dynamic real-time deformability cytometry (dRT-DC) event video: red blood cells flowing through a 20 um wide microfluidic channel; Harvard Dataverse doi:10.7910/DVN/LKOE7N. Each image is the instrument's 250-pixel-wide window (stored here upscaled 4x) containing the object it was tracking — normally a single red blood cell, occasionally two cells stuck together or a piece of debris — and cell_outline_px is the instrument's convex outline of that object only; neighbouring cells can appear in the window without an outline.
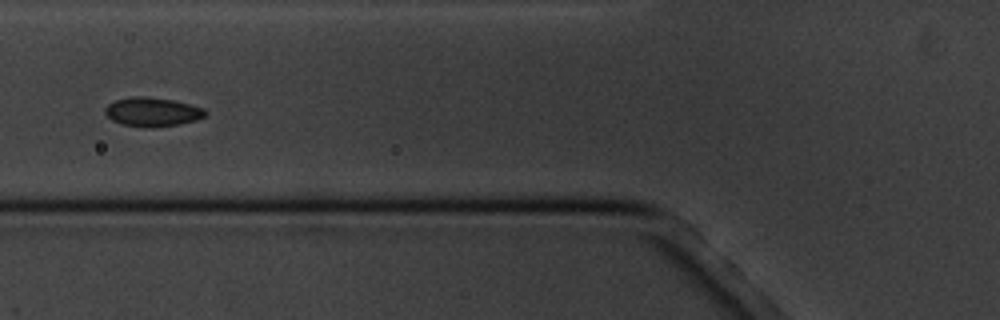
{"species": "common noctule bat (a hibernating species)", "species_latin": "Nyctalus noctula", "temperature_condition": "cold", "stored_images_in_passage": 11, "camera_frame_rate_fps": 3000, "um_per_image_px": 0.085, "animal": {"sex": "male", "body_mass_g": 20.1, "forearm_length_mm": 53.5}, "frame": {"image": 1, "passage_image": 7, "time_ms": 7.0, "image_size_px": [1000, 320], "cell_outline_px": [[208, 112], [204, 116], [196, 120], [180, 124], [152, 128], [120, 124], [112, 120], [104, 112], [104, 108], [108, 104], [116, 100], [132, 96], [140, 96], [172, 100], [192, 104], [204, 108]], "centroid_in_image_um": [12.96, 9.52], "position_along_channel_um": 112.8, "area_um2": 16.99}}
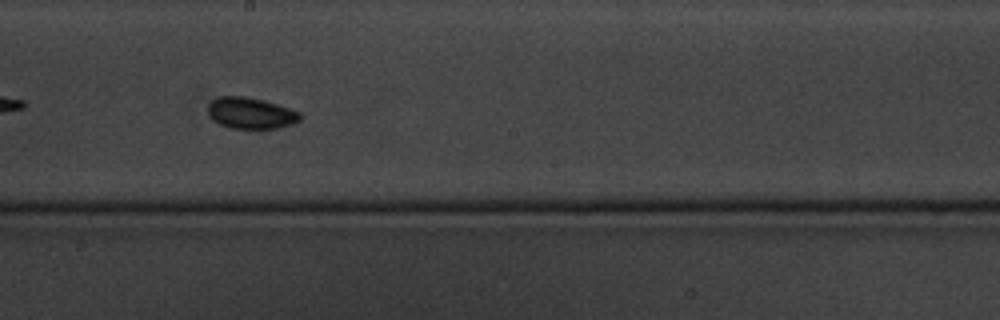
{"frame": {"image": 2, "passage_image": 10, "time_ms": 10.333, "image_size_px": [1000, 320], "cell_outline_px": [[300, 120], [292, 124], [276, 128], [232, 128], [220, 124], [208, 116], [208, 104], [212, 100], [220, 96], [244, 96], [264, 100], [300, 112]], "centroid_in_image_um": [21.29, 9.61], "position_along_channel_um": 226.9, "area_um2": 16.65}}
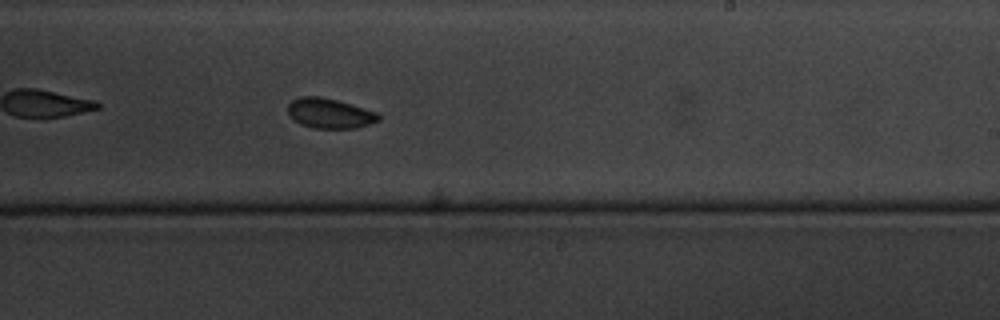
{"frame": {"image": 3, "passage_image": 11, "time_ms": 11.333, "image_size_px": [1000, 320], "cell_outline_px": [[380, 120], [356, 128], [312, 128], [300, 124], [288, 116], [288, 104], [292, 100], [300, 96], [320, 96], [336, 100], [364, 108], [376, 112], [380, 116]], "centroid_in_image_um": [27.98, 9.63], "position_along_channel_um": 261.0, "area_um2": 15.84}}